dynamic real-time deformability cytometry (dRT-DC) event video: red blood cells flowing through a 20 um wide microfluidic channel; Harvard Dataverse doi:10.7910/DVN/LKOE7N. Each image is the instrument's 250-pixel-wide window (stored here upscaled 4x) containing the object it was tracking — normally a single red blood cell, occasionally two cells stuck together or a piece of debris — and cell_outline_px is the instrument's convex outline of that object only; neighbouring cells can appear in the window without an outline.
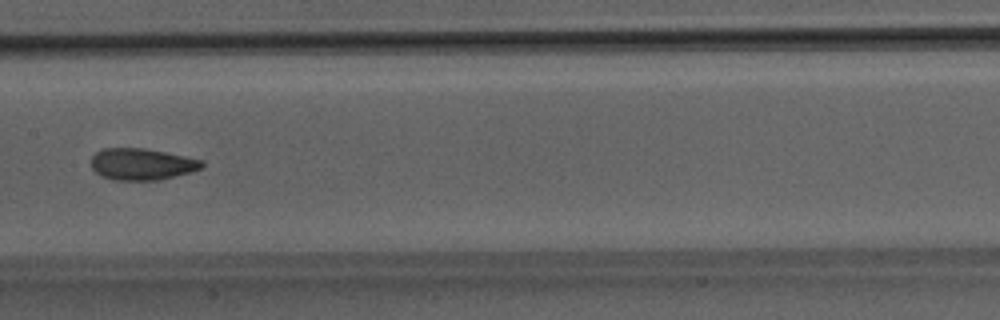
{"species": "Egyptian fruit bat (a non-hibernating species)", "species_latin": "Rousettus aegyptiacus", "temperature_condition": "room temperature", "stored_images_in_passage": 51, "camera_frame_rate_fps": 3000, "um_per_image_px": 0.085, "animal": {"sex": "male"}, "frame": {"image": 1, "passage_image": 26, "time_ms": 8.333, "image_size_px": [1000, 320], "cell_outline_px": [[204, 164], [200, 168], [188, 172], [156, 180], [112, 180], [100, 176], [92, 168], [92, 156], [96, 152], [104, 148], [144, 148], [204, 160]], "centroid_in_image_um": [12.01, 13.95], "position_along_channel_um": 195.4, "area_um2": 20.17}}
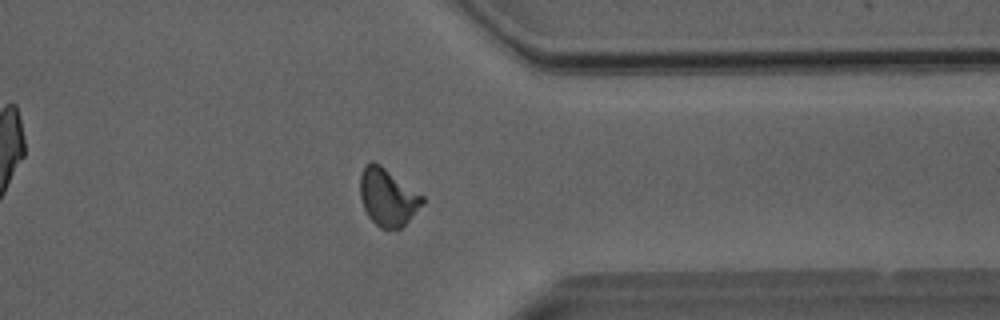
{"frame": {"image": 2, "passage_image": 40, "time_ms": 13.0, "image_size_px": [1000, 320], "cell_outline_px": [[424, 204], [400, 228], [380, 228], [368, 216], [364, 208], [360, 196], [360, 176], [364, 168], [372, 160], [380, 164], [424, 196]], "centroid_in_image_um": [32.96, 16.75], "position_along_channel_um": 378.4, "area_um2": 20.58}}
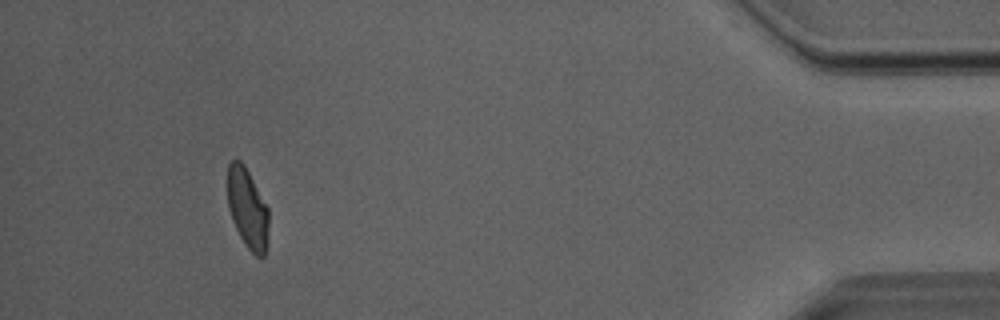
{"frame": {"image": 3, "passage_image": 47, "time_ms": 15.333, "image_size_px": [1000, 320], "cell_outline_px": [[268, 244], [264, 256], [256, 256], [244, 244], [232, 220], [228, 208], [228, 164], [232, 160], [240, 160], [244, 164], [268, 208]], "centroid_in_image_um": [21.04, 17.74], "position_along_channel_um": 414.2, "area_um2": 19.13}, "authors_computed_cell_mechanics": {"area_um2": 20.5768, "velocity_mm_per_s": 4.0543, "shape_relaxation_time_tau1_ms": 4.7607, "shape_relaxation_time_tau2_ms": 1.2634, "deformation_change_tau1": 0.1318, "deformation_change_tau2": 0.0715}}